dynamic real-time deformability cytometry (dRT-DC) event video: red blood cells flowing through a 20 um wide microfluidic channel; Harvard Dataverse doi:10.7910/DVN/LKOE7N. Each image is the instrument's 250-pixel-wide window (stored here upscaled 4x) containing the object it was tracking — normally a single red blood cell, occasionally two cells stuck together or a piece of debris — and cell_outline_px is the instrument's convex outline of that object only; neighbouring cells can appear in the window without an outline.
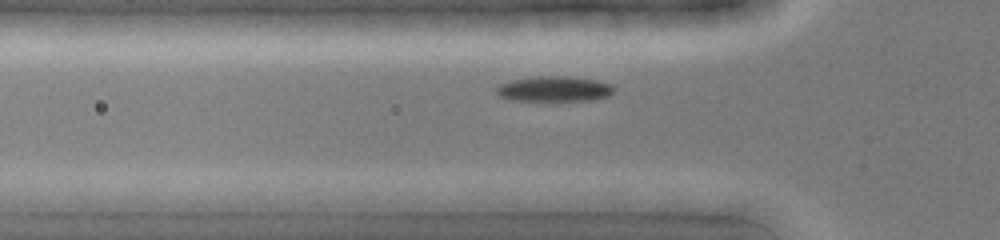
{"species": "common noctule bat (a hibernating species)", "species_latin": "Nyctalus noctula", "temperature_condition": "cold", "stored_images_in_passage": 32, "camera_frame_rate_fps": 3000, "um_per_image_px": 0.085, "animal": {"sex": "female", "body_mass_g": 19.0, "forearm_length_mm": 51.5}, "frame": {"image": 1, "passage_image": 7, "time_ms": 2.0, "image_size_px": [1000, 240], "cell_outline_px": [[612, 92], [608, 96], [592, 100], [508, 100], [500, 96], [496, 92], [496, 88], [500, 84], [512, 80], [536, 76], [564, 76], [596, 80], [612, 84]], "centroid_in_image_um": [47.08, 7.55], "position_along_channel_um": 78.7, "area_um2": 17.11}}
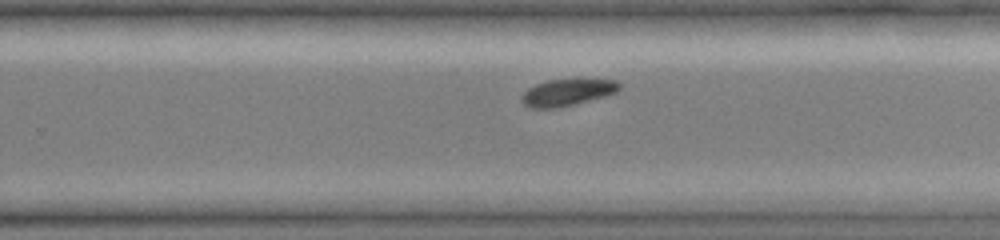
{"frame": {"image": 2, "passage_image": 21, "time_ms": 6.667, "image_size_px": [1000, 240], "cell_outline_px": [[620, 88], [616, 92], [604, 96], [556, 108], [532, 108], [524, 104], [524, 92], [528, 88], [536, 84], [548, 80], [616, 80], [620, 84]], "centroid_in_image_um": [48.22, 7.85], "position_along_channel_um": 281.6, "area_um2": 14.62}}
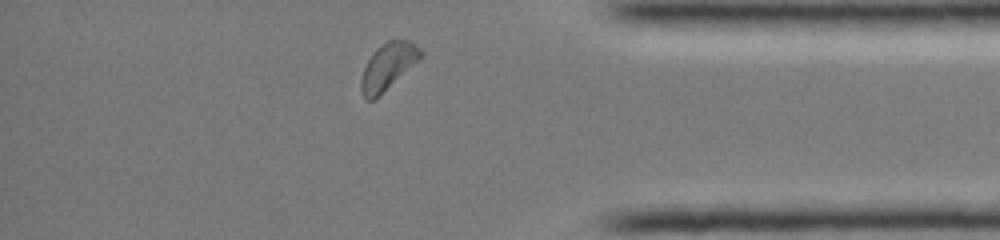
{"frame": {"image": 3, "passage_image": 30, "time_ms": 9.667, "image_size_px": [1000, 240], "cell_outline_px": [[424, 56], [372, 100], [364, 100], [360, 88], [360, 80], [364, 68], [368, 60], [376, 48], [388, 40], [408, 40], [420, 48], [424, 52]], "centroid_in_image_um": [32.97, 5.62], "position_along_channel_um": 402.2, "area_um2": 15.84}}